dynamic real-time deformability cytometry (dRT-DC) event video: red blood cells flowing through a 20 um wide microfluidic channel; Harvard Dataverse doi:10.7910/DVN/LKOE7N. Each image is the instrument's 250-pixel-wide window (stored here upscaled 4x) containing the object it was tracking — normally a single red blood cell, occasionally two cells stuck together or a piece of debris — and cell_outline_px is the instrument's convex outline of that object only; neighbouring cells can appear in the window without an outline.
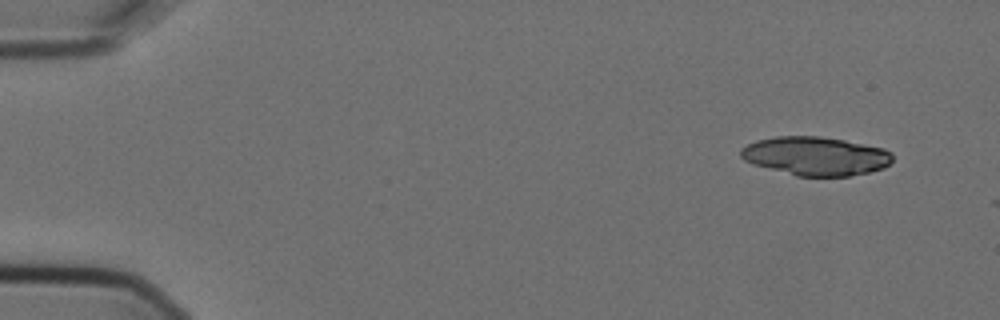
{"species": "Egyptian fruit bat (a non-hibernating species)", "species_latin": "Rousettus aegyptiacus", "temperature_condition": "cold", "stored_images_in_passage": 3, "camera_frame_rate_fps": 3000, "um_per_image_px": 0.085, "animal": {"sex": "female"}, "frame": {"image": 1, "passage_image": 1, "time_ms": 0.0, "image_size_px": [1000, 320], "cell_outline_px": [[892, 160], [884, 168], [868, 172], [848, 176], [796, 176], [752, 164], [744, 160], [740, 156], [740, 148], [756, 140], [776, 136], [820, 136], [844, 140], [884, 148], [892, 152]], "centroid_in_image_um": [69.3, 13.26], "position_along_channel_um": 15.7, "area_um2": 34.33}}